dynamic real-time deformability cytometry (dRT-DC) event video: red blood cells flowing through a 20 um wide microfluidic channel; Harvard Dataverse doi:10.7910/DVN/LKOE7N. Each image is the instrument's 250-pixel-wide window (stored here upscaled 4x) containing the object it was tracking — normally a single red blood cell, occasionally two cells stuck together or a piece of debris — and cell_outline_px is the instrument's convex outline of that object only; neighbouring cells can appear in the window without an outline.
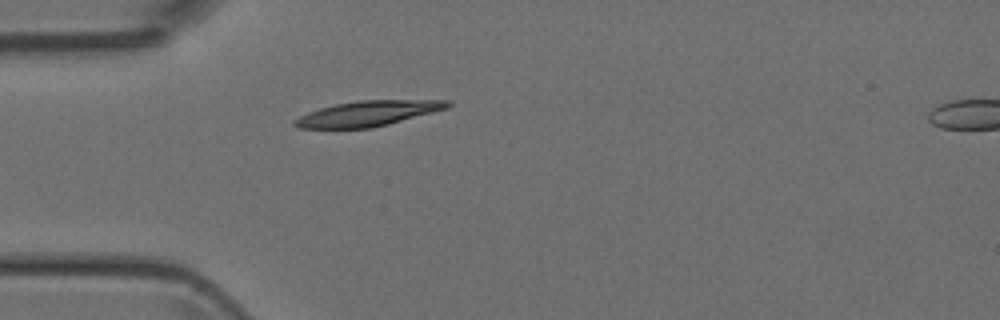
{"species": "Egyptian fruit bat (a non-hibernating species)", "species_latin": "Rousettus aegyptiacus", "temperature_condition": "room temperature", "stored_images_in_passage": 2, "segment_of_instrument_passage": [1, 2], "camera_frame_rate_fps": 3000, "um_per_image_px": 0.085, "animal": {"sex": "female"}, "frame": {"image": 1, "passage_image": 1, "time_ms": 0.0, "image_size_px": [1000, 320], "cell_outline_px": [[452, 104], [448, 108], [388, 124], [372, 128], [296, 128], [292, 124], [292, 120], [308, 112], [320, 108], [336, 104], [356, 100], [452, 100]], "centroid_in_image_um": [31.25, 9.64], "position_along_channel_um": 53.7, "area_um2": 22.54}}